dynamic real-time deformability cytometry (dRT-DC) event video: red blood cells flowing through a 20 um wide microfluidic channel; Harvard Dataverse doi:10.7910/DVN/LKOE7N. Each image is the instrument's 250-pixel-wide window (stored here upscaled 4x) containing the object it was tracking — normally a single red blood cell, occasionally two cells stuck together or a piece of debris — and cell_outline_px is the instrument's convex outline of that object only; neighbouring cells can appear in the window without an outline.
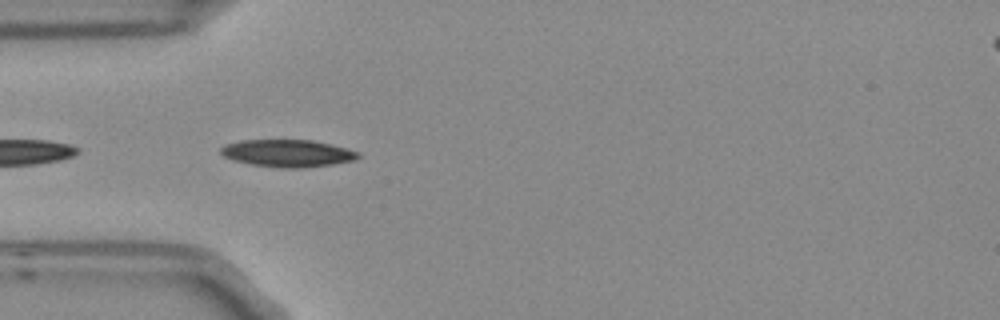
{"species": "Egyptian fruit bat (a non-hibernating species)", "species_latin": "Rousettus aegyptiacus", "temperature_condition": "room temperature", "stored_images_in_passage": 10, "camera_frame_rate_fps": 3000, "um_per_image_px": 0.085, "frame": {"image": 1, "passage_image": 4, "time_ms": 1.0, "image_size_px": [1000, 320], "cell_outline_px": [[360, 156], [356, 160], [332, 164], [300, 168], [284, 168], [252, 164], [232, 160], [224, 156], [220, 152], [220, 148], [224, 144], [240, 140], [312, 140], [332, 144], [360, 152]], "centroid_in_image_um": [24.45, 13.02], "position_along_channel_um": 60.6, "area_um2": 21.91}}
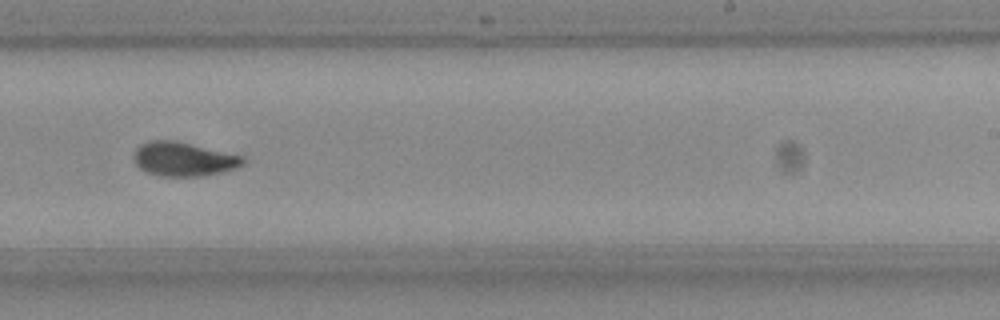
{"frame": {"image": 2, "passage_image": 9, "time_ms": 2.667, "image_size_px": [1000, 320], "cell_outline_px": [[248, 160], [244, 164], [236, 168], [204, 176], [160, 176], [148, 172], [140, 168], [136, 164], [132, 156], [136, 148], [140, 144], [152, 140], [172, 140], [244, 156]], "centroid_in_image_um": [15.61, 13.53], "position_along_channel_um": 273.4, "area_um2": 21.62}}